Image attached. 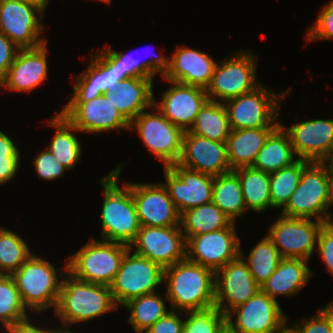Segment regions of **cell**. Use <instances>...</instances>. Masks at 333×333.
I'll use <instances>...</instances> for the list:
<instances>
[{
	"label": "cell",
	"instance_id": "obj_3",
	"mask_svg": "<svg viewBox=\"0 0 333 333\" xmlns=\"http://www.w3.org/2000/svg\"><path fill=\"white\" fill-rule=\"evenodd\" d=\"M65 276V277H64ZM55 307L61 324L86 322L117 309L109 286L89 283L65 272Z\"/></svg>",
	"mask_w": 333,
	"mask_h": 333
},
{
	"label": "cell",
	"instance_id": "obj_33",
	"mask_svg": "<svg viewBox=\"0 0 333 333\" xmlns=\"http://www.w3.org/2000/svg\"><path fill=\"white\" fill-rule=\"evenodd\" d=\"M238 174L246 209L262 213L272 208L270 197V174L252 166L234 169Z\"/></svg>",
	"mask_w": 333,
	"mask_h": 333
},
{
	"label": "cell",
	"instance_id": "obj_32",
	"mask_svg": "<svg viewBox=\"0 0 333 333\" xmlns=\"http://www.w3.org/2000/svg\"><path fill=\"white\" fill-rule=\"evenodd\" d=\"M212 202L233 222L246 212L241 183L234 170L214 176Z\"/></svg>",
	"mask_w": 333,
	"mask_h": 333
},
{
	"label": "cell",
	"instance_id": "obj_42",
	"mask_svg": "<svg viewBox=\"0 0 333 333\" xmlns=\"http://www.w3.org/2000/svg\"><path fill=\"white\" fill-rule=\"evenodd\" d=\"M287 330L290 333H333V301L308 320H302L301 324L287 326Z\"/></svg>",
	"mask_w": 333,
	"mask_h": 333
},
{
	"label": "cell",
	"instance_id": "obj_13",
	"mask_svg": "<svg viewBox=\"0 0 333 333\" xmlns=\"http://www.w3.org/2000/svg\"><path fill=\"white\" fill-rule=\"evenodd\" d=\"M324 222L310 218H288L280 215L269 227L268 238L282 258L305 259L314 253L317 236Z\"/></svg>",
	"mask_w": 333,
	"mask_h": 333
},
{
	"label": "cell",
	"instance_id": "obj_49",
	"mask_svg": "<svg viewBox=\"0 0 333 333\" xmlns=\"http://www.w3.org/2000/svg\"><path fill=\"white\" fill-rule=\"evenodd\" d=\"M134 51H132L133 54ZM118 68L126 77H140V61L130 54L118 52Z\"/></svg>",
	"mask_w": 333,
	"mask_h": 333
},
{
	"label": "cell",
	"instance_id": "obj_47",
	"mask_svg": "<svg viewBox=\"0 0 333 333\" xmlns=\"http://www.w3.org/2000/svg\"><path fill=\"white\" fill-rule=\"evenodd\" d=\"M152 58L147 60H140V77L154 78L156 73L164 76V74L169 70V57H164L162 54H158L153 57L154 54L151 53ZM148 57V56H147Z\"/></svg>",
	"mask_w": 333,
	"mask_h": 333
},
{
	"label": "cell",
	"instance_id": "obj_1",
	"mask_svg": "<svg viewBox=\"0 0 333 333\" xmlns=\"http://www.w3.org/2000/svg\"><path fill=\"white\" fill-rule=\"evenodd\" d=\"M166 280V281H165ZM165 295L171 310H204L215 306V272L187 258L164 268Z\"/></svg>",
	"mask_w": 333,
	"mask_h": 333
},
{
	"label": "cell",
	"instance_id": "obj_18",
	"mask_svg": "<svg viewBox=\"0 0 333 333\" xmlns=\"http://www.w3.org/2000/svg\"><path fill=\"white\" fill-rule=\"evenodd\" d=\"M163 183L179 214L212 201L214 176L194 171L177 163L164 167Z\"/></svg>",
	"mask_w": 333,
	"mask_h": 333
},
{
	"label": "cell",
	"instance_id": "obj_50",
	"mask_svg": "<svg viewBox=\"0 0 333 333\" xmlns=\"http://www.w3.org/2000/svg\"><path fill=\"white\" fill-rule=\"evenodd\" d=\"M8 333H60L61 329H42L32 324L28 319V316L17 321L8 330Z\"/></svg>",
	"mask_w": 333,
	"mask_h": 333
},
{
	"label": "cell",
	"instance_id": "obj_52",
	"mask_svg": "<svg viewBox=\"0 0 333 333\" xmlns=\"http://www.w3.org/2000/svg\"><path fill=\"white\" fill-rule=\"evenodd\" d=\"M27 1H31V2H35L37 4H40L42 6H44L46 9L48 8V2L49 0H27Z\"/></svg>",
	"mask_w": 333,
	"mask_h": 333
},
{
	"label": "cell",
	"instance_id": "obj_10",
	"mask_svg": "<svg viewBox=\"0 0 333 333\" xmlns=\"http://www.w3.org/2000/svg\"><path fill=\"white\" fill-rule=\"evenodd\" d=\"M45 10L27 0H0V32L19 48L37 47L47 41L39 37L44 30L41 21Z\"/></svg>",
	"mask_w": 333,
	"mask_h": 333
},
{
	"label": "cell",
	"instance_id": "obj_38",
	"mask_svg": "<svg viewBox=\"0 0 333 333\" xmlns=\"http://www.w3.org/2000/svg\"><path fill=\"white\" fill-rule=\"evenodd\" d=\"M32 254L19 235L0 227V275H12Z\"/></svg>",
	"mask_w": 333,
	"mask_h": 333
},
{
	"label": "cell",
	"instance_id": "obj_39",
	"mask_svg": "<svg viewBox=\"0 0 333 333\" xmlns=\"http://www.w3.org/2000/svg\"><path fill=\"white\" fill-rule=\"evenodd\" d=\"M11 275H0V322L8 330L28 314Z\"/></svg>",
	"mask_w": 333,
	"mask_h": 333
},
{
	"label": "cell",
	"instance_id": "obj_46",
	"mask_svg": "<svg viewBox=\"0 0 333 333\" xmlns=\"http://www.w3.org/2000/svg\"><path fill=\"white\" fill-rule=\"evenodd\" d=\"M180 313L183 316L182 311L170 309L165 316L161 317L144 333H183L184 319L179 317Z\"/></svg>",
	"mask_w": 333,
	"mask_h": 333
},
{
	"label": "cell",
	"instance_id": "obj_20",
	"mask_svg": "<svg viewBox=\"0 0 333 333\" xmlns=\"http://www.w3.org/2000/svg\"><path fill=\"white\" fill-rule=\"evenodd\" d=\"M259 290L240 255L215 272V306L225 315Z\"/></svg>",
	"mask_w": 333,
	"mask_h": 333
},
{
	"label": "cell",
	"instance_id": "obj_35",
	"mask_svg": "<svg viewBox=\"0 0 333 333\" xmlns=\"http://www.w3.org/2000/svg\"><path fill=\"white\" fill-rule=\"evenodd\" d=\"M163 297L162 293L154 292L134 298L123 305L131 312L127 321L136 333H144L169 312L165 304L168 300L167 296L163 295Z\"/></svg>",
	"mask_w": 333,
	"mask_h": 333
},
{
	"label": "cell",
	"instance_id": "obj_15",
	"mask_svg": "<svg viewBox=\"0 0 333 333\" xmlns=\"http://www.w3.org/2000/svg\"><path fill=\"white\" fill-rule=\"evenodd\" d=\"M99 52L91 57L86 70L74 78L76 83L69 102H89L101 94L115 90L127 78L118 68L117 51L106 47Z\"/></svg>",
	"mask_w": 333,
	"mask_h": 333
},
{
	"label": "cell",
	"instance_id": "obj_6",
	"mask_svg": "<svg viewBox=\"0 0 333 333\" xmlns=\"http://www.w3.org/2000/svg\"><path fill=\"white\" fill-rule=\"evenodd\" d=\"M129 248L118 242L91 239L70 256L67 271L80 280L110 286Z\"/></svg>",
	"mask_w": 333,
	"mask_h": 333
},
{
	"label": "cell",
	"instance_id": "obj_9",
	"mask_svg": "<svg viewBox=\"0 0 333 333\" xmlns=\"http://www.w3.org/2000/svg\"><path fill=\"white\" fill-rule=\"evenodd\" d=\"M257 60L252 53L239 50L230 58H224L222 63H216L210 84L206 88L208 100L225 102L258 87Z\"/></svg>",
	"mask_w": 333,
	"mask_h": 333
},
{
	"label": "cell",
	"instance_id": "obj_29",
	"mask_svg": "<svg viewBox=\"0 0 333 333\" xmlns=\"http://www.w3.org/2000/svg\"><path fill=\"white\" fill-rule=\"evenodd\" d=\"M290 137L281 124L269 135L252 165L266 173H273L297 162L299 158Z\"/></svg>",
	"mask_w": 333,
	"mask_h": 333
},
{
	"label": "cell",
	"instance_id": "obj_26",
	"mask_svg": "<svg viewBox=\"0 0 333 333\" xmlns=\"http://www.w3.org/2000/svg\"><path fill=\"white\" fill-rule=\"evenodd\" d=\"M153 80L149 77H128L112 90L114 106L129 123L147 108H152Z\"/></svg>",
	"mask_w": 333,
	"mask_h": 333
},
{
	"label": "cell",
	"instance_id": "obj_14",
	"mask_svg": "<svg viewBox=\"0 0 333 333\" xmlns=\"http://www.w3.org/2000/svg\"><path fill=\"white\" fill-rule=\"evenodd\" d=\"M60 113L83 133L130 128V123L112 102V91L101 94L89 102H68Z\"/></svg>",
	"mask_w": 333,
	"mask_h": 333
},
{
	"label": "cell",
	"instance_id": "obj_7",
	"mask_svg": "<svg viewBox=\"0 0 333 333\" xmlns=\"http://www.w3.org/2000/svg\"><path fill=\"white\" fill-rule=\"evenodd\" d=\"M289 90L277 95L260 83L254 90L226 100L230 129L277 128L280 102Z\"/></svg>",
	"mask_w": 333,
	"mask_h": 333
},
{
	"label": "cell",
	"instance_id": "obj_11",
	"mask_svg": "<svg viewBox=\"0 0 333 333\" xmlns=\"http://www.w3.org/2000/svg\"><path fill=\"white\" fill-rule=\"evenodd\" d=\"M154 114L146 110L130 122L131 130L139 134L144 145L164 167L178 162L182 151L184 131L165 118L152 106ZM135 127V128H134Z\"/></svg>",
	"mask_w": 333,
	"mask_h": 333
},
{
	"label": "cell",
	"instance_id": "obj_41",
	"mask_svg": "<svg viewBox=\"0 0 333 333\" xmlns=\"http://www.w3.org/2000/svg\"><path fill=\"white\" fill-rule=\"evenodd\" d=\"M20 157L16 144L0 130V184L15 177L20 167Z\"/></svg>",
	"mask_w": 333,
	"mask_h": 333
},
{
	"label": "cell",
	"instance_id": "obj_43",
	"mask_svg": "<svg viewBox=\"0 0 333 333\" xmlns=\"http://www.w3.org/2000/svg\"><path fill=\"white\" fill-rule=\"evenodd\" d=\"M306 37L308 42L319 39H333V0L323 6Z\"/></svg>",
	"mask_w": 333,
	"mask_h": 333
},
{
	"label": "cell",
	"instance_id": "obj_40",
	"mask_svg": "<svg viewBox=\"0 0 333 333\" xmlns=\"http://www.w3.org/2000/svg\"><path fill=\"white\" fill-rule=\"evenodd\" d=\"M184 313L183 333H218L226 323V315L216 306Z\"/></svg>",
	"mask_w": 333,
	"mask_h": 333
},
{
	"label": "cell",
	"instance_id": "obj_23",
	"mask_svg": "<svg viewBox=\"0 0 333 333\" xmlns=\"http://www.w3.org/2000/svg\"><path fill=\"white\" fill-rule=\"evenodd\" d=\"M182 167L217 176L231 171L227 158V144L184 131L181 156Z\"/></svg>",
	"mask_w": 333,
	"mask_h": 333
},
{
	"label": "cell",
	"instance_id": "obj_2",
	"mask_svg": "<svg viewBox=\"0 0 333 333\" xmlns=\"http://www.w3.org/2000/svg\"><path fill=\"white\" fill-rule=\"evenodd\" d=\"M124 163L119 164L105 177L100 179L103 186L104 202L101 210V237L103 240L130 245L141 227L138 214L129 189V182L122 188L118 185L120 171Z\"/></svg>",
	"mask_w": 333,
	"mask_h": 333
},
{
	"label": "cell",
	"instance_id": "obj_28",
	"mask_svg": "<svg viewBox=\"0 0 333 333\" xmlns=\"http://www.w3.org/2000/svg\"><path fill=\"white\" fill-rule=\"evenodd\" d=\"M276 128L230 130L227 138V158L231 170L252 166L258 152Z\"/></svg>",
	"mask_w": 333,
	"mask_h": 333
},
{
	"label": "cell",
	"instance_id": "obj_54",
	"mask_svg": "<svg viewBox=\"0 0 333 333\" xmlns=\"http://www.w3.org/2000/svg\"><path fill=\"white\" fill-rule=\"evenodd\" d=\"M327 163L329 164L331 171H333V153Z\"/></svg>",
	"mask_w": 333,
	"mask_h": 333
},
{
	"label": "cell",
	"instance_id": "obj_36",
	"mask_svg": "<svg viewBox=\"0 0 333 333\" xmlns=\"http://www.w3.org/2000/svg\"><path fill=\"white\" fill-rule=\"evenodd\" d=\"M244 252L240 247V256L246 258L244 260L251 272L254 281L261 285L274 273L282 257L273 242L264 236L251 249L249 255L244 257Z\"/></svg>",
	"mask_w": 333,
	"mask_h": 333
},
{
	"label": "cell",
	"instance_id": "obj_56",
	"mask_svg": "<svg viewBox=\"0 0 333 333\" xmlns=\"http://www.w3.org/2000/svg\"><path fill=\"white\" fill-rule=\"evenodd\" d=\"M97 1H100V2L102 1V3L104 2L106 4H108V3L110 4V2H111V0H97Z\"/></svg>",
	"mask_w": 333,
	"mask_h": 333
},
{
	"label": "cell",
	"instance_id": "obj_30",
	"mask_svg": "<svg viewBox=\"0 0 333 333\" xmlns=\"http://www.w3.org/2000/svg\"><path fill=\"white\" fill-rule=\"evenodd\" d=\"M232 222L212 201L180 214V227L186 241L192 236L227 228Z\"/></svg>",
	"mask_w": 333,
	"mask_h": 333
},
{
	"label": "cell",
	"instance_id": "obj_44",
	"mask_svg": "<svg viewBox=\"0 0 333 333\" xmlns=\"http://www.w3.org/2000/svg\"><path fill=\"white\" fill-rule=\"evenodd\" d=\"M33 164L38 176L48 181L58 179L68 170L64 165L60 164L48 149L41 151L34 159Z\"/></svg>",
	"mask_w": 333,
	"mask_h": 333
},
{
	"label": "cell",
	"instance_id": "obj_31",
	"mask_svg": "<svg viewBox=\"0 0 333 333\" xmlns=\"http://www.w3.org/2000/svg\"><path fill=\"white\" fill-rule=\"evenodd\" d=\"M47 125L55 127L56 133L51 140L49 147L45 146L54 157L68 170L73 169L80 161L81 143L72 134L79 130L72 125L60 112L48 120Z\"/></svg>",
	"mask_w": 333,
	"mask_h": 333
},
{
	"label": "cell",
	"instance_id": "obj_4",
	"mask_svg": "<svg viewBox=\"0 0 333 333\" xmlns=\"http://www.w3.org/2000/svg\"><path fill=\"white\" fill-rule=\"evenodd\" d=\"M331 169L327 162H310L299 184L280 215L288 218H315L324 223L333 221L331 206Z\"/></svg>",
	"mask_w": 333,
	"mask_h": 333
},
{
	"label": "cell",
	"instance_id": "obj_19",
	"mask_svg": "<svg viewBox=\"0 0 333 333\" xmlns=\"http://www.w3.org/2000/svg\"><path fill=\"white\" fill-rule=\"evenodd\" d=\"M141 226H180V214L160 182L129 183Z\"/></svg>",
	"mask_w": 333,
	"mask_h": 333
},
{
	"label": "cell",
	"instance_id": "obj_24",
	"mask_svg": "<svg viewBox=\"0 0 333 333\" xmlns=\"http://www.w3.org/2000/svg\"><path fill=\"white\" fill-rule=\"evenodd\" d=\"M47 41L33 48H19L14 62L0 80V88L28 92L41 85L48 77Z\"/></svg>",
	"mask_w": 333,
	"mask_h": 333
},
{
	"label": "cell",
	"instance_id": "obj_25",
	"mask_svg": "<svg viewBox=\"0 0 333 333\" xmlns=\"http://www.w3.org/2000/svg\"><path fill=\"white\" fill-rule=\"evenodd\" d=\"M215 66L216 62L205 52L178 46L169 58V70L162 78L206 90Z\"/></svg>",
	"mask_w": 333,
	"mask_h": 333
},
{
	"label": "cell",
	"instance_id": "obj_27",
	"mask_svg": "<svg viewBox=\"0 0 333 333\" xmlns=\"http://www.w3.org/2000/svg\"><path fill=\"white\" fill-rule=\"evenodd\" d=\"M312 273L308 268V260L282 258L260 290L275 300L277 295L292 296L304 288Z\"/></svg>",
	"mask_w": 333,
	"mask_h": 333
},
{
	"label": "cell",
	"instance_id": "obj_8",
	"mask_svg": "<svg viewBox=\"0 0 333 333\" xmlns=\"http://www.w3.org/2000/svg\"><path fill=\"white\" fill-rule=\"evenodd\" d=\"M131 251H126L109 286L118 308L134 298L157 292L156 287L163 282L164 269L159 264Z\"/></svg>",
	"mask_w": 333,
	"mask_h": 333
},
{
	"label": "cell",
	"instance_id": "obj_5",
	"mask_svg": "<svg viewBox=\"0 0 333 333\" xmlns=\"http://www.w3.org/2000/svg\"><path fill=\"white\" fill-rule=\"evenodd\" d=\"M64 269L57 270L48 260L33 253L11 275L26 309L38 313L51 307L55 309L62 283L58 279L67 272V265Z\"/></svg>",
	"mask_w": 333,
	"mask_h": 333
},
{
	"label": "cell",
	"instance_id": "obj_45",
	"mask_svg": "<svg viewBox=\"0 0 333 333\" xmlns=\"http://www.w3.org/2000/svg\"><path fill=\"white\" fill-rule=\"evenodd\" d=\"M317 245L319 255L333 275V221L323 223L317 236Z\"/></svg>",
	"mask_w": 333,
	"mask_h": 333
},
{
	"label": "cell",
	"instance_id": "obj_34",
	"mask_svg": "<svg viewBox=\"0 0 333 333\" xmlns=\"http://www.w3.org/2000/svg\"><path fill=\"white\" fill-rule=\"evenodd\" d=\"M230 130L227 111L223 102L207 100L196 115L188 132L226 143Z\"/></svg>",
	"mask_w": 333,
	"mask_h": 333
},
{
	"label": "cell",
	"instance_id": "obj_53",
	"mask_svg": "<svg viewBox=\"0 0 333 333\" xmlns=\"http://www.w3.org/2000/svg\"><path fill=\"white\" fill-rule=\"evenodd\" d=\"M330 192H331V204H333V171H331V186H330ZM333 218V215H332Z\"/></svg>",
	"mask_w": 333,
	"mask_h": 333
},
{
	"label": "cell",
	"instance_id": "obj_55",
	"mask_svg": "<svg viewBox=\"0 0 333 333\" xmlns=\"http://www.w3.org/2000/svg\"><path fill=\"white\" fill-rule=\"evenodd\" d=\"M60 333H75V332H73V331H70V329L69 328H66V330H61L60 331Z\"/></svg>",
	"mask_w": 333,
	"mask_h": 333
},
{
	"label": "cell",
	"instance_id": "obj_12",
	"mask_svg": "<svg viewBox=\"0 0 333 333\" xmlns=\"http://www.w3.org/2000/svg\"><path fill=\"white\" fill-rule=\"evenodd\" d=\"M232 315L236 319L232 320ZM226 323L238 333H283L287 330V316L278 300L259 290L246 302L226 314Z\"/></svg>",
	"mask_w": 333,
	"mask_h": 333
},
{
	"label": "cell",
	"instance_id": "obj_48",
	"mask_svg": "<svg viewBox=\"0 0 333 333\" xmlns=\"http://www.w3.org/2000/svg\"><path fill=\"white\" fill-rule=\"evenodd\" d=\"M19 50L6 35L0 32V80L6 75Z\"/></svg>",
	"mask_w": 333,
	"mask_h": 333
},
{
	"label": "cell",
	"instance_id": "obj_51",
	"mask_svg": "<svg viewBox=\"0 0 333 333\" xmlns=\"http://www.w3.org/2000/svg\"><path fill=\"white\" fill-rule=\"evenodd\" d=\"M218 333H238L233 330L227 323L223 325V327L218 331Z\"/></svg>",
	"mask_w": 333,
	"mask_h": 333
},
{
	"label": "cell",
	"instance_id": "obj_17",
	"mask_svg": "<svg viewBox=\"0 0 333 333\" xmlns=\"http://www.w3.org/2000/svg\"><path fill=\"white\" fill-rule=\"evenodd\" d=\"M236 234L232 222L227 228L192 236L186 241V258L216 272L240 255Z\"/></svg>",
	"mask_w": 333,
	"mask_h": 333
},
{
	"label": "cell",
	"instance_id": "obj_21",
	"mask_svg": "<svg viewBox=\"0 0 333 333\" xmlns=\"http://www.w3.org/2000/svg\"><path fill=\"white\" fill-rule=\"evenodd\" d=\"M299 159L327 162L333 153V119H307L290 127L281 125Z\"/></svg>",
	"mask_w": 333,
	"mask_h": 333
},
{
	"label": "cell",
	"instance_id": "obj_37",
	"mask_svg": "<svg viewBox=\"0 0 333 333\" xmlns=\"http://www.w3.org/2000/svg\"><path fill=\"white\" fill-rule=\"evenodd\" d=\"M310 162L299 159L290 166L270 173V197L272 208L282 207L288 203L291 195L297 188L303 169Z\"/></svg>",
	"mask_w": 333,
	"mask_h": 333
},
{
	"label": "cell",
	"instance_id": "obj_22",
	"mask_svg": "<svg viewBox=\"0 0 333 333\" xmlns=\"http://www.w3.org/2000/svg\"><path fill=\"white\" fill-rule=\"evenodd\" d=\"M171 87L161 95V102L153 97V106L183 131H188L196 115L208 100L205 89L170 81Z\"/></svg>",
	"mask_w": 333,
	"mask_h": 333
},
{
	"label": "cell",
	"instance_id": "obj_16",
	"mask_svg": "<svg viewBox=\"0 0 333 333\" xmlns=\"http://www.w3.org/2000/svg\"><path fill=\"white\" fill-rule=\"evenodd\" d=\"M180 226H141L129 245L133 252L159 264L163 269L186 258V240Z\"/></svg>",
	"mask_w": 333,
	"mask_h": 333
}]
</instances>
